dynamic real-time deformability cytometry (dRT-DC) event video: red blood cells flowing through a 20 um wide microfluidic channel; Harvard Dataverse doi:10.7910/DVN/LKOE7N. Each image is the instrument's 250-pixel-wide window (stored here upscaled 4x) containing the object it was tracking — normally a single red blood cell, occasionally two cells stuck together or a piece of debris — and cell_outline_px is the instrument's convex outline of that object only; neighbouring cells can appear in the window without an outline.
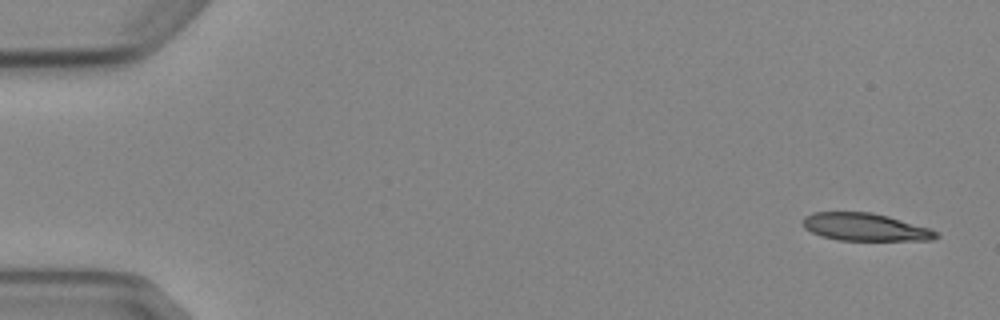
{"species": "Egyptian fruit bat (a non-hibernating species)", "species_latin": "Rousettus aegyptiacus", "temperature_condition": "cold", "stored_images_in_passage": 5, "camera_frame_rate_fps": 3000, "um_per_image_px": 0.085, "animal": {"sex": "female"}, "frame": {"image": 1, "passage_image": 1, "time_ms": 0.0, "image_size_px": [1000, 320], "cell_outline_px": [[940, 236], [932, 240], [840, 240], [820, 236], [804, 228], [804, 216], [812, 212], [872, 212], [888, 216], [928, 228], [940, 232]], "centroid_in_image_um": [73.54, 19.3], "position_along_channel_um": 11.5, "area_um2": 21.39}}
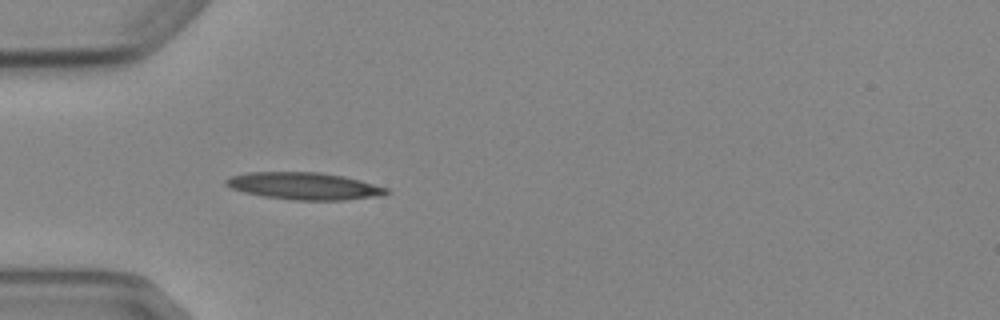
{"frame": {"image": 2, "passage_image": 5, "time_ms": 4.667, "image_size_px": [1000, 320], "cell_outline_px": [[388, 192], [384, 196], [344, 200], [296, 200], [264, 196], [244, 192], [232, 188], [224, 184], [224, 180], [232, 176], [248, 172], [320, 172], [344, 176], [360, 180], [388, 188]], "centroid_in_image_um": [25.89, 15.81], "position_along_channel_um": 59.1, "area_um2": 25.37}}